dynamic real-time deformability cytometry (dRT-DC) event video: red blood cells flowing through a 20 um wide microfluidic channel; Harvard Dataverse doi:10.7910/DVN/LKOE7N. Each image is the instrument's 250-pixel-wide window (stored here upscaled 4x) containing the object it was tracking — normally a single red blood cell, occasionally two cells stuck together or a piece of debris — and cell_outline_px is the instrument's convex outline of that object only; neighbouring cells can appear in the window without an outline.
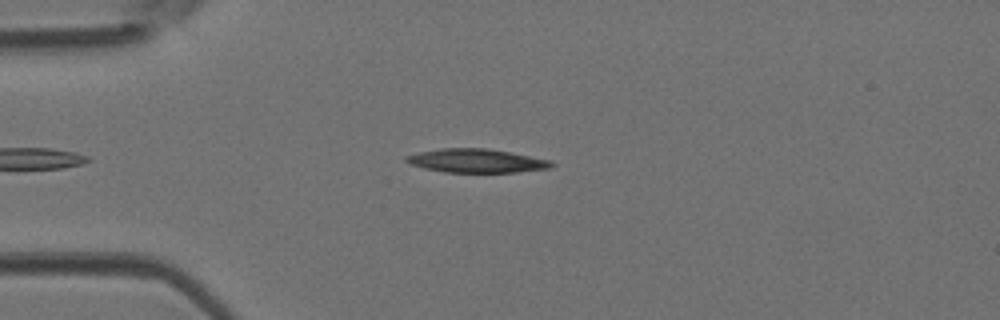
{"species": "Egyptian fruit bat (a non-hibernating species)", "species_latin": "Rousettus aegyptiacus", "temperature_condition": "room temperature", "stored_images_in_passage": 39, "camera_frame_rate_fps": 3000, "um_per_image_px": 0.085, "animal": {"sex": "female"}, "frame": {"image": 1, "passage_image": 7, "time_ms": 2.0, "image_size_px": [1000, 320], "cell_outline_px": [[556, 164], [552, 168], [516, 172], [444, 172], [424, 168], [408, 164], [404, 160], [404, 156], [420, 152], [440, 148], [488, 148], [552, 160]], "centroid_in_image_um": [40.5, 13.66], "position_along_channel_um": 44.5, "area_um2": 20.23}}
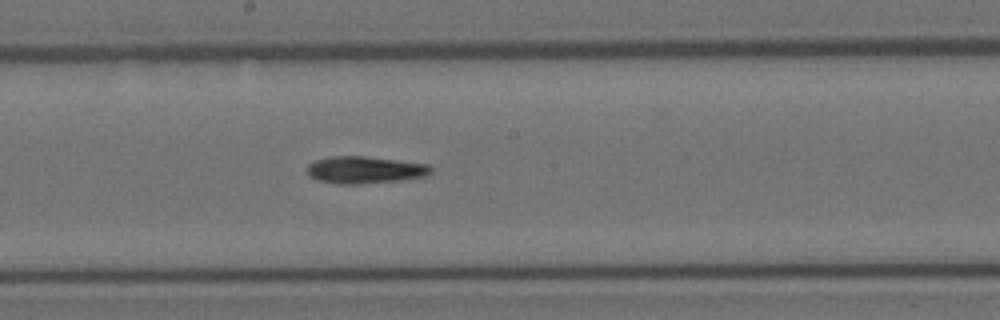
{"frame": {"image": 2, "passage_image": 20, "time_ms": 6.333, "image_size_px": [1000, 320], "cell_outline_px": [[432, 172], [428, 176], [400, 180], [360, 184], [336, 184], [320, 180], [308, 176], [308, 164], [316, 160], [328, 156], [364, 156], [428, 164], [432, 168]], "centroid_in_image_um": [31.02, 14.44], "position_along_channel_um": 217.2, "area_um2": 19.59}}
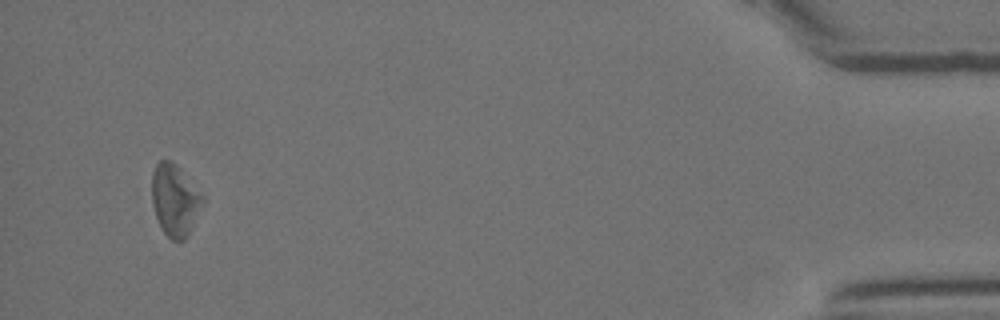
{"frame": {"image": 3, "passage_image": 39, "time_ms": 12.667, "image_size_px": [1000, 320], "cell_outline_px": [[204, 200], [188, 236], [184, 240], [172, 240], [160, 228], [152, 204], [152, 172], [156, 164], [160, 160], [172, 160], [176, 164], [204, 196]], "centroid_in_image_um": [14.85, 17.0], "position_along_channel_um": 420.4, "area_um2": 21.15}}